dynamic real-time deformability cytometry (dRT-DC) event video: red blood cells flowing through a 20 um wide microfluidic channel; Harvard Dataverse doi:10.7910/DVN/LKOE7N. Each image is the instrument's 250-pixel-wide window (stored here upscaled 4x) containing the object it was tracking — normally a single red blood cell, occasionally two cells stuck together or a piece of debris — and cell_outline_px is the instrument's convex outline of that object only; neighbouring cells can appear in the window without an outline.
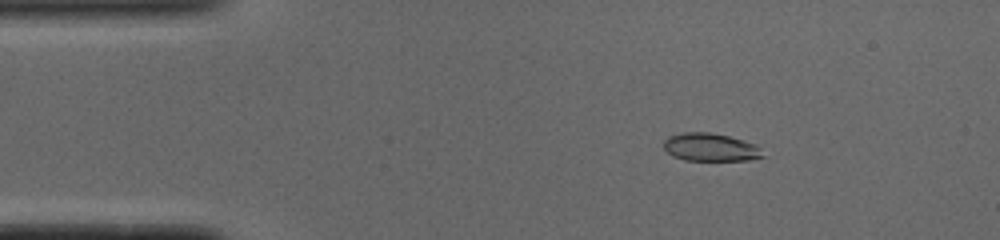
{"species": "common noctule bat (a hibernating species)", "species_latin": "Nyctalus noctula", "temperature_condition": "cold", "stored_images_in_passage": 45, "camera_frame_rate_fps": 3000, "um_per_image_px": 0.085, "animal": {"sex": "male", "body_mass_g": 19.0, "forearm_length_mm": 50.8}, "frame": {"image": 1, "passage_image": 2, "time_ms": 0.333, "image_size_px": [1000, 240], "cell_outline_px": [[764, 156], [748, 160], [684, 160], [672, 156], [664, 148], [664, 140], [668, 136], [684, 132], [708, 132], [728, 136], [756, 144], [760, 148]], "centroid_in_image_um": [60.37, 12.51], "position_along_channel_um": 24.6, "area_um2": 16.07}}
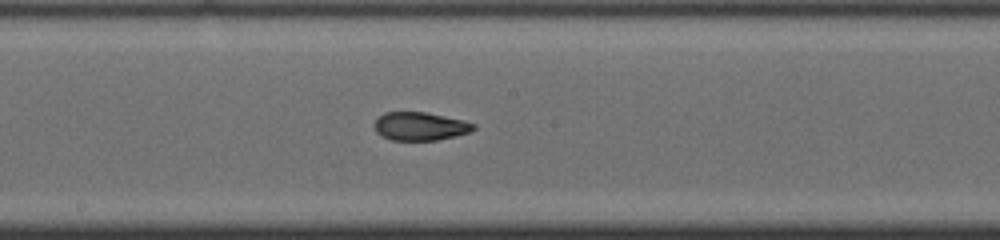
{"frame": {"image": 2, "passage_image": 21, "time_ms": 6.667, "image_size_px": [1000, 240], "cell_outline_px": [[476, 128], [472, 132], [456, 136], [436, 140], [392, 140], [380, 136], [376, 132], [376, 120], [384, 112], [424, 112], [460, 120], [476, 124]], "centroid_in_image_um": [35.72, 10.75], "position_along_channel_um": 212.5, "area_um2": 16.18}}
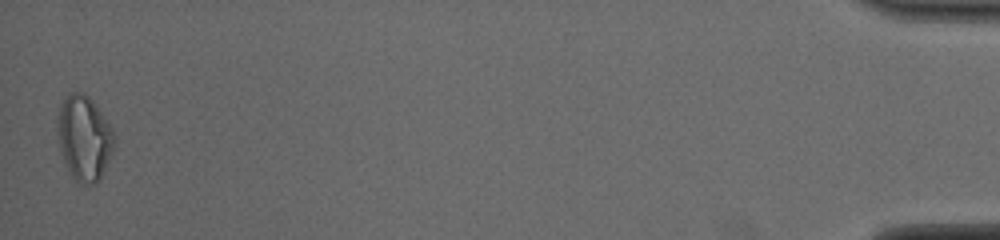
{"frame": {"image": 3, "passage_image": 45, "time_ms": 14.667, "image_size_px": [1000, 240], "cell_outline_px": [[116, 144], [100, 180], [92, 184], [80, 184], [72, 176], [60, 152], [60, 104], [72, 92], [80, 92], [88, 96], [92, 100], [112, 128], [116, 136]], "centroid_in_image_um": [7.22, 11.77], "position_along_channel_um": 428.0, "area_um2": 27.46}, "authors_computed_cell_mechanics": {"area_um2": 17.051, "velocity_mm_per_s": 3.9017, "shape_relaxation_time_tau1_ms": null, "shape_relaxation_time_tau2_ms": 1.4237, "deformation_change_tau1": null, "deformation_change_tau2": 0.0767}}